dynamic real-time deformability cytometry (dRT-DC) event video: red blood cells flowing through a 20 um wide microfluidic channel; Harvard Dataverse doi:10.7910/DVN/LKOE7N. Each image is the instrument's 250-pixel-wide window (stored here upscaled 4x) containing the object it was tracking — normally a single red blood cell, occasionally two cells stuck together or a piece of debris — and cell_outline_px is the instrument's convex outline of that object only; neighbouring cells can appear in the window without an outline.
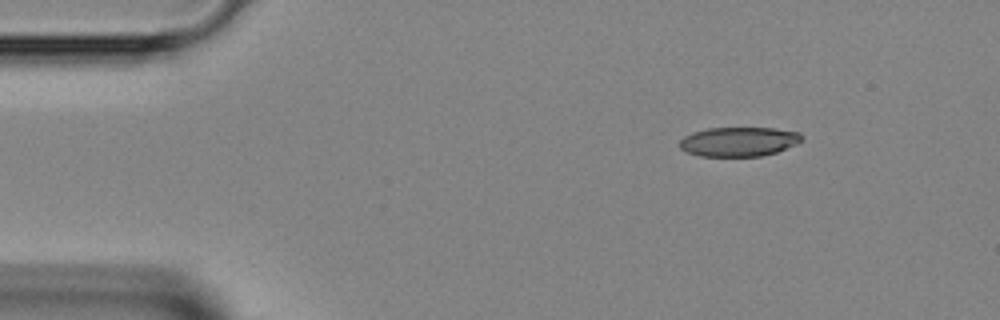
{"species": "Egyptian fruit bat (a non-hibernating species)", "species_latin": "Rousettus aegyptiacus", "temperature_condition": "room temperature", "stored_images_in_passage": 40, "camera_frame_rate_fps": 3000, "um_per_image_px": 0.085, "animal": {"sex": "female"}, "frame": {"image": 1, "passage_image": 1, "time_ms": 0.0, "image_size_px": [1000, 320], "cell_outline_px": [[804, 140], [796, 144], [776, 152], [760, 156], [700, 156], [688, 152], [680, 148], [680, 140], [684, 136], [692, 132], [708, 128], [772, 128], [800, 132], [804, 136]], "centroid_in_image_um": [62.82, 12.03], "position_along_channel_um": 22.2, "area_um2": 20.92}}
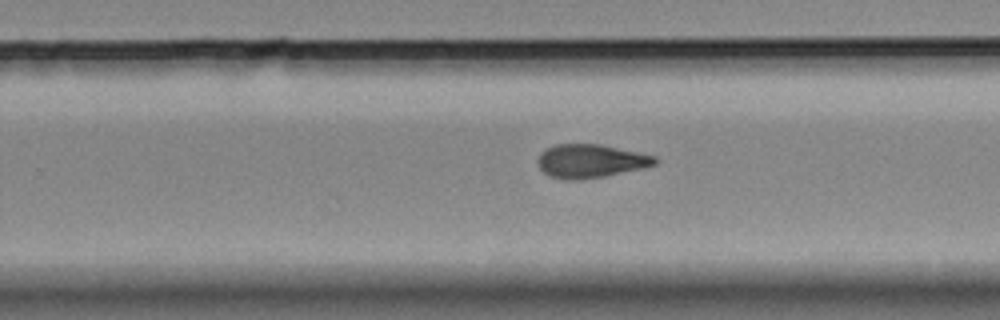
{"frame": {"image": 2, "passage_image": 23, "time_ms": 7.333, "image_size_px": [1000, 320], "cell_outline_px": [[656, 164], [644, 168], [604, 176], [580, 180], [564, 180], [548, 176], [540, 168], [536, 160], [540, 152], [556, 144], [600, 144], [656, 156]], "centroid_in_image_um": [50.16, 13.7], "position_along_channel_um": 279.6, "area_um2": 22.95}}
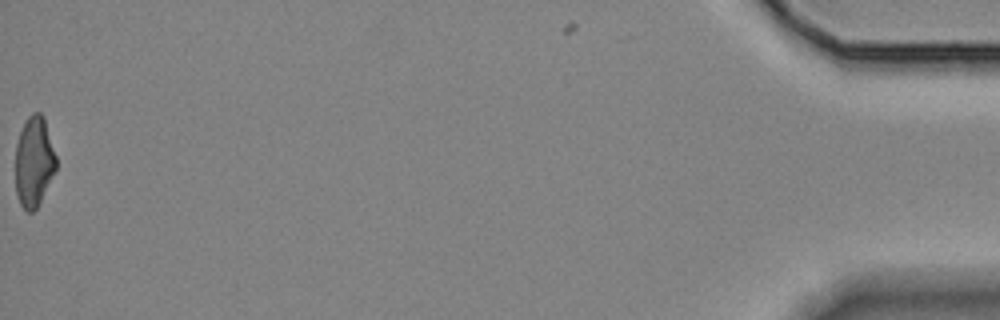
{"frame": {"image": 3, "passage_image": 40, "time_ms": 13.0, "image_size_px": [1000, 320], "cell_outline_px": [[56, 168], [36, 208], [32, 212], [28, 212], [20, 204], [16, 192], [16, 144], [20, 132], [28, 116], [32, 112], [40, 112], [44, 116], [56, 156]], "centroid_in_image_um": [2.88, 13.7], "position_along_channel_um": 432.3, "area_um2": 21.1}}